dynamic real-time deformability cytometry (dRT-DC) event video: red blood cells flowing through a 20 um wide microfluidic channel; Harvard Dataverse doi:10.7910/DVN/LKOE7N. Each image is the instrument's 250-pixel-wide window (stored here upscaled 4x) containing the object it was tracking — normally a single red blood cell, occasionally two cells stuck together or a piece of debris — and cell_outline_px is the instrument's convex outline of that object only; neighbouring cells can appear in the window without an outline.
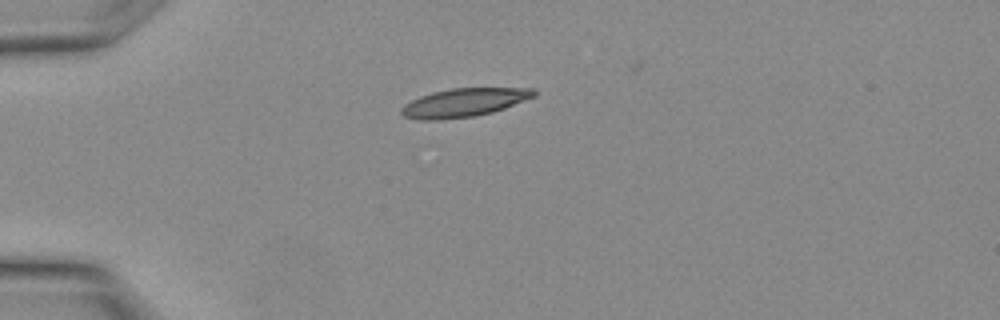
{"species": "Egyptian fruit bat (a non-hibernating species)", "species_latin": "Rousettus aegyptiacus", "temperature_condition": "warm", "stored_images_in_passage": 12, "camera_frame_rate_fps": 3000, "um_per_image_px": 0.085, "animal": {"sex": "female"}, "frame": {"image": 1, "passage_image": 1, "time_ms": 0.0, "image_size_px": [1000, 320], "cell_outline_px": [[536, 96], [504, 108], [492, 112], [476, 116], [440, 120], [420, 120], [404, 116], [400, 112], [400, 108], [404, 104], [420, 96], [432, 92], [452, 88], [532, 88], [536, 92]], "centroid_in_image_um": [39.41, 8.72], "position_along_channel_um": 45.6, "area_um2": 22.02}}
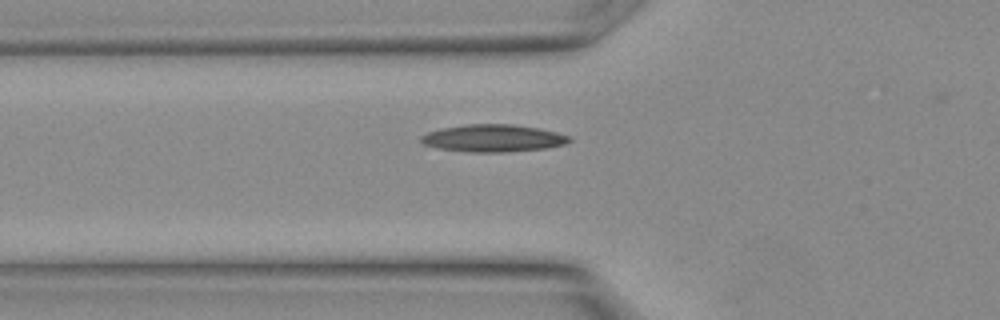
{"frame": {"image": 2, "passage_image": 4, "time_ms": 1.0, "image_size_px": [1000, 320], "cell_outline_px": [[572, 140], [564, 144], [544, 148], [504, 152], [472, 152], [440, 148], [424, 144], [420, 140], [420, 136], [428, 132], [444, 128], [468, 124], [512, 124], [540, 128], [556, 132], [568, 136]], "centroid_in_image_um": [41.92, 11.74], "position_along_channel_um": 83.9, "area_um2": 23.29}}
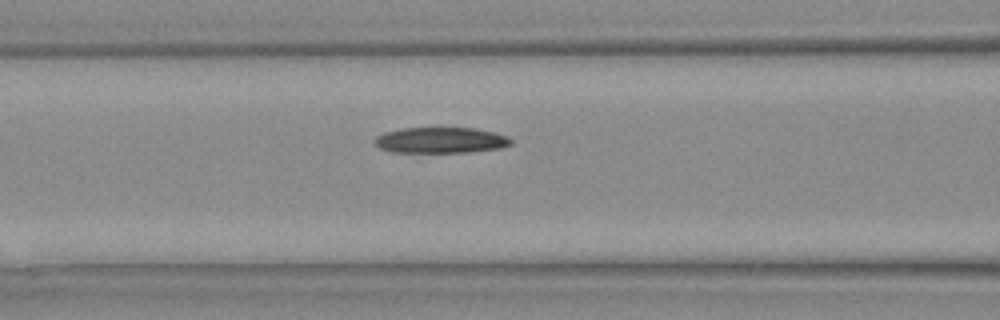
{"frame": {"image": 3, "passage_image": 6, "time_ms": 1.667, "image_size_px": [1000, 320], "cell_outline_px": [[512, 144], [500, 148], [468, 152], [392, 152], [380, 148], [372, 140], [376, 136], [384, 132], [400, 128], [440, 124], [476, 128], [492, 132], [504, 136], [512, 140]], "centroid_in_image_um": [37.4, 11.86], "position_along_channel_um": 129.2, "area_um2": 21.56}}